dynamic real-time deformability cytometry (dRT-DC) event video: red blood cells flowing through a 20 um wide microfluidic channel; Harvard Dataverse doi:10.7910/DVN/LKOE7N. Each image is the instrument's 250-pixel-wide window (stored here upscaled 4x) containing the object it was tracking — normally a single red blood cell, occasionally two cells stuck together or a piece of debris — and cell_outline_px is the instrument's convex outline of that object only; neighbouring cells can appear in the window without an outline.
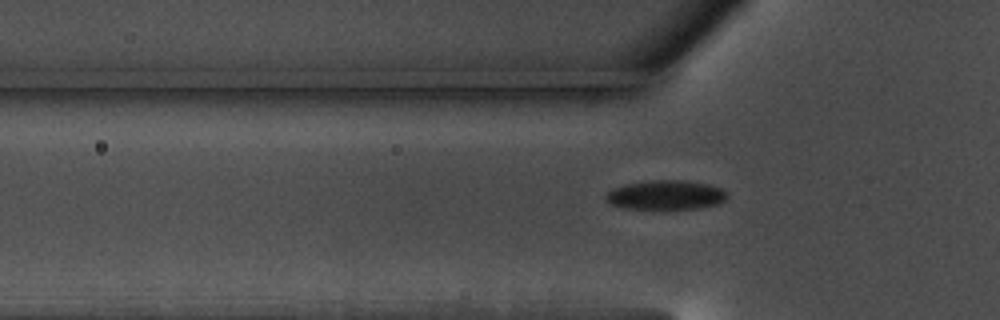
{"species": "common noctule bat (a hibernating species)", "species_latin": "Nyctalus noctula", "temperature_condition": "warm", "stored_images_in_passage": 35, "camera_frame_rate_fps": 3000, "um_per_image_px": 0.085, "animal": {"sex": "male", "body_mass_g": 17.5, "forearm_length_mm": 52.3}, "frame": {"image": 1, "passage_image": 4, "time_ms": 1.0, "image_size_px": [1000, 320], "cell_outline_px": [[728, 196], [720, 204], [700, 208], [624, 208], [612, 204], [604, 196], [612, 188], [624, 184], [652, 180], [680, 180], [708, 184], [720, 188], [728, 192]], "centroid_in_image_um": [56.62, 16.56], "position_along_channel_um": 69.2, "area_um2": 20.58}}
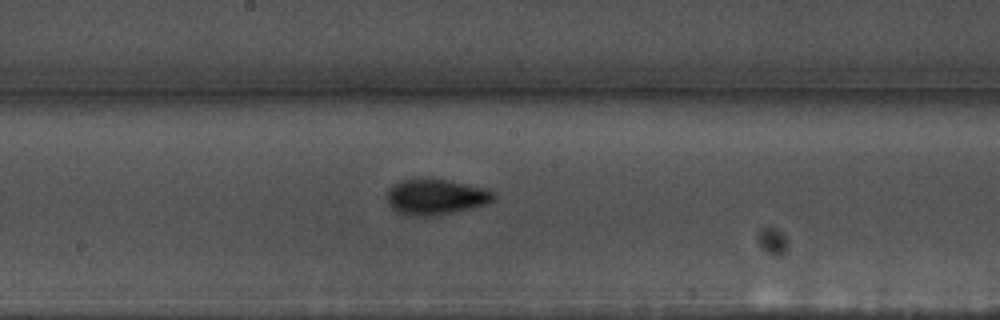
{"frame": {"image": 2, "passage_image": 16, "time_ms": 5.0, "image_size_px": [1000, 320], "cell_outline_px": [[496, 196], [492, 200], [484, 204], [468, 208], [448, 212], [420, 216], [412, 216], [396, 212], [388, 204], [388, 188], [400, 180], [416, 176], [420, 176], [452, 180], [484, 188], [496, 192]], "centroid_in_image_um": [36.98, 16.66], "position_along_channel_um": 211.2, "area_um2": 22.31}}
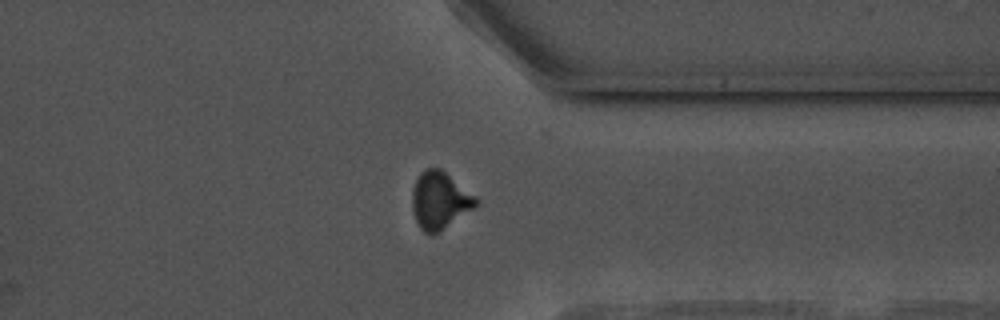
{"frame": {"image": 3, "passage_image": 30, "time_ms": 9.667, "image_size_px": [1000, 320], "cell_outline_px": [[480, 204], [432, 236], [424, 232], [420, 228], [416, 220], [412, 208], [412, 188], [420, 172], [428, 168], [440, 168], [476, 196], [480, 200]], "centroid_in_image_um": [37.38, 17.03], "position_along_channel_um": 374.0, "area_um2": 21.27}}